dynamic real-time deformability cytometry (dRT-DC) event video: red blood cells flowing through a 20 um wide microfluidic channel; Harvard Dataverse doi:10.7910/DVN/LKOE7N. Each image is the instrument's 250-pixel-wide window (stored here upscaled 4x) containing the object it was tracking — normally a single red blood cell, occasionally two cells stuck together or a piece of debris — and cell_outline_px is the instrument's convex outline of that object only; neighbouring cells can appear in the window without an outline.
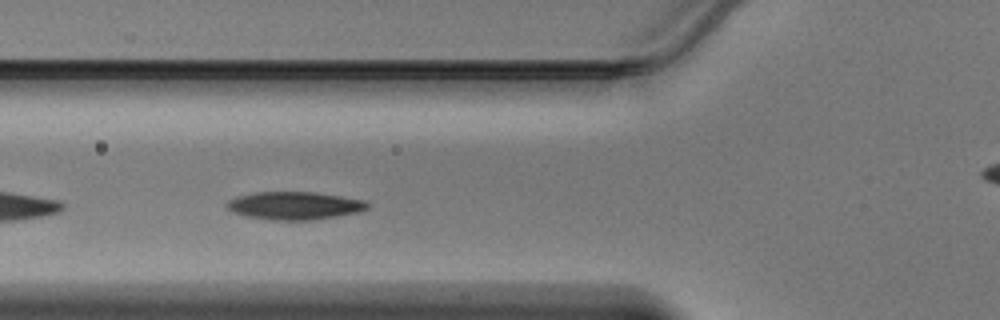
{"species": "Egyptian fruit bat (a non-hibernating species)", "species_latin": "Rousettus aegyptiacus", "temperature_condition": "warm", "stored_images_in_passage": 25, "camera_frame_rate_fps": 3000, "um_per_image_px": 0.085, "animal": {"sex": "male"}, "frame": {"image": 1, "passage_image": 5, "time_ms": 1.333, "image_size_px": [1000, 320], "cell_outline_px": [[372, 204], [368, 208], [360, 212], [312, 220], [272, 220], [248, 216], [232, 212], [224, 204], [228, 200], [236, 196], [256, 192], [316, 192], [368, 200]], "centroid_in_image_um": [25.08, 17.47], "position_along_channel_um": 100.7, "area_um2": 23.12}}
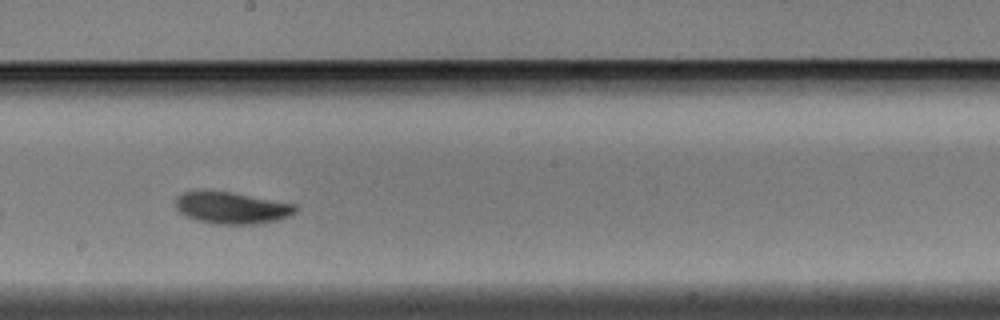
{"frame": {"image": 2, "passage_image": 14, "time_ms": 4.333, "image_size_px": [1000, 320], "cell_outline_px": [[300, 208], [296, 212], [288, 216], [276, 220], [260, 224], [212, 224], [196, 220], [180, 212], [176, 208], [176, 196], [180, 192], [232, 192], [296, 204]], "centroid_in_image_um": [19.74, 17.68], "position_along_channel_um": 228.5, "area_um2": 22.14}}
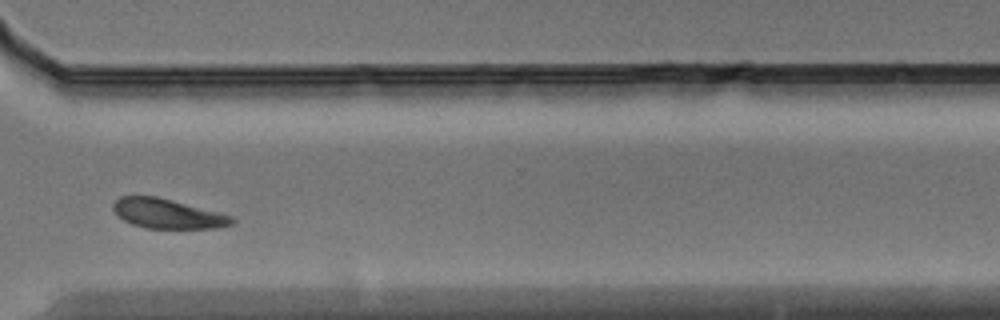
{"frame": {"image": 3, "passage_image": 23, "time_ms": 7.333, "image_size_px": [1000, 320], "cell_outline_px": [[236, 224], [216, 228], [144, 228], [132, 224], [124, 220], [112, 208], [112, 204], [120, 196], [156, 196], [220, 212], [232, 216], [236, 220]], "centroid_in_image_um": [14.29, 18.16], "position_along_channel_um": 356.3, "area_um2": 20.52}}